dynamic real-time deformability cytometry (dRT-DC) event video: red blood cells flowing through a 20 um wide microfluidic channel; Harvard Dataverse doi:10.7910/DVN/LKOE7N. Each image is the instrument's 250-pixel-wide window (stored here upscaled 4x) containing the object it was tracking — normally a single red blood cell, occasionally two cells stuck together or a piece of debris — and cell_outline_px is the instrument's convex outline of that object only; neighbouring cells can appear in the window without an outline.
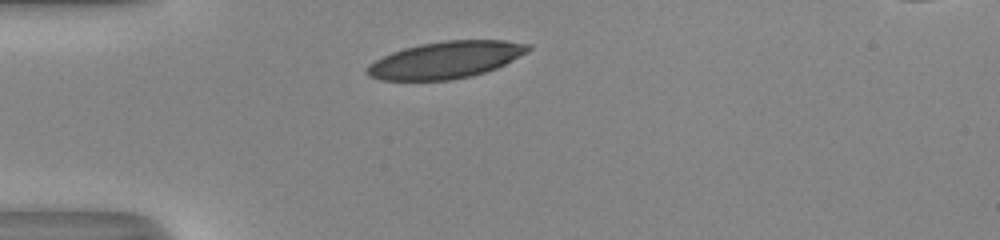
{"species": "human", "species_latin": "Homo sapiens", "temperature_condition": "room temperature", "stored_images_in_passage": 29, "camera_frame_rate_fps": 3000, "um_per_image_px": 0.085, "donor": {"sex": "male"}, "frame": {"image": 1, "passage_image": 1, "time_ms": 0.0, "image_size_px": [1000, 240], "cell_outline_px": [[532, 48], [512, 60], [496, 68], [472, 76], [448, 80], [384, 80], [368, 76], [364, 72], [368, 64], [392, 52], [404, 48], [420, 44], [444, 40], [504, 40], [528, 44]], "centroid_in_image_um": [37.85, 5.09], "position_along_channel_um": 47.1, "area_um2": 34.45}}
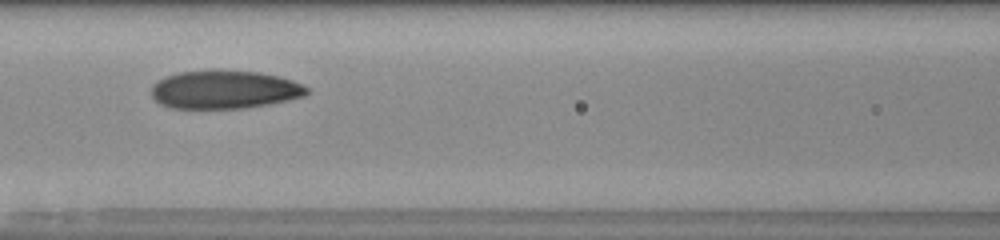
{"frame": {"image": 2, "passage_image": 10, "time_ms": 3.0, "image_size_px": [1000, 240], "cell_outline_px": [[308, 92], [304, 96], [288, 100], [268, 104], [244, 108], [172, 108], [160, 104], [152, 96], [152, 84], [156, 80], [180, 72], [256, 72], [280, 76], [292, 80], [308, 88]], "centroid_in_image_um": [19.08, 7.64], "position_along_channel_um": 147.5, "area_um2": 33.93}}
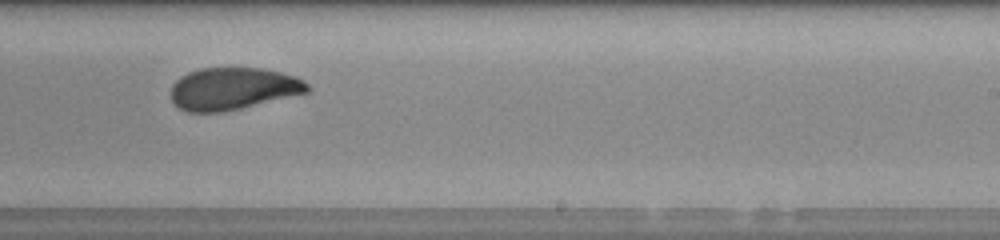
{"frame": {"image": 3, "passage_image": 19, "time_ms": 6.0, "image_size_px": [1000, 240], "cell_outline_px": [[308, 92], [240, 108], [220, 112], [188, 112], [180, 108], [172, 100], [172, 84], [180, 76], [188, 72], [200, 68], [260, 68], [280, 72], [296, 76], [304, 80], [308, 84]], "centroid_in_image_um": [19.79, 7.52], "position_along_channel_um": 269.2, "area_um2": 33.29}, "authors_computed_cell_mechanics": {"area_um2": 34.68, "velocity_mm_per_s": 4.0695, "shape_relaxation_time_tau1_ms": 8.5803, "shape_relaxation_time_tau2_ms": 1.425, "deformation_change_tau1": 0.225, "deformation_change_tau2": 0.0675}}